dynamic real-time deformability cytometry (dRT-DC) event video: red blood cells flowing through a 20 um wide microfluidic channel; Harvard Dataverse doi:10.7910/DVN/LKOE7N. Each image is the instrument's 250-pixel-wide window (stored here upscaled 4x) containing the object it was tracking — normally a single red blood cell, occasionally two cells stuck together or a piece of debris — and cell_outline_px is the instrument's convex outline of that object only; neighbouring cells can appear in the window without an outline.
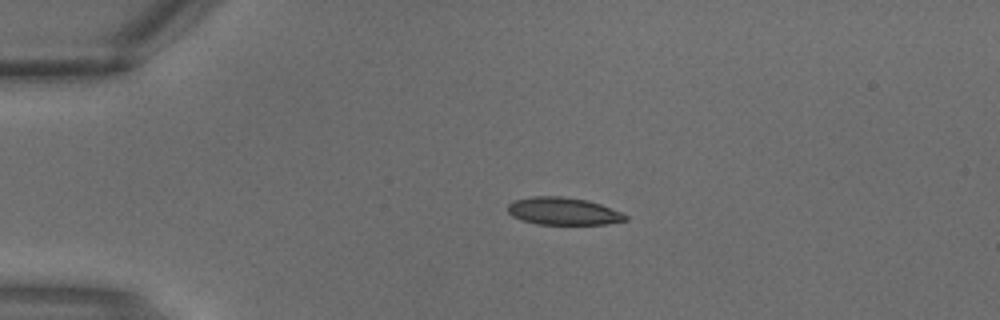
{"species": "common noctule bat (a hibernating species)", "species_latin": "Nyctalus noctula", "temperature_condition": "warm", "stored_images_in_passage": 2, "camera_frame_rate_fps": 3000, "um_per_image_px": 0.085, "animal": {"sex": "male", "body_mass_g": 18.8}, "frame": {"image": 1, "passage_image": 1, "time_ms": 0.0, "image_size_px": [1000, 320], "cell_outline_px": [[628, 220], [608, 224], [536, 224], [520, 220], [512, 216], [508, 212], [508, 204], [516, 200], [532, 196], [560, 196], [588, 200], [600, 204], [620, 212], [628, 216]], "centroid_in_image_um": [47.87, 17.95], "position_along_channel_um": 37.1, "area_um2": 18.84}}